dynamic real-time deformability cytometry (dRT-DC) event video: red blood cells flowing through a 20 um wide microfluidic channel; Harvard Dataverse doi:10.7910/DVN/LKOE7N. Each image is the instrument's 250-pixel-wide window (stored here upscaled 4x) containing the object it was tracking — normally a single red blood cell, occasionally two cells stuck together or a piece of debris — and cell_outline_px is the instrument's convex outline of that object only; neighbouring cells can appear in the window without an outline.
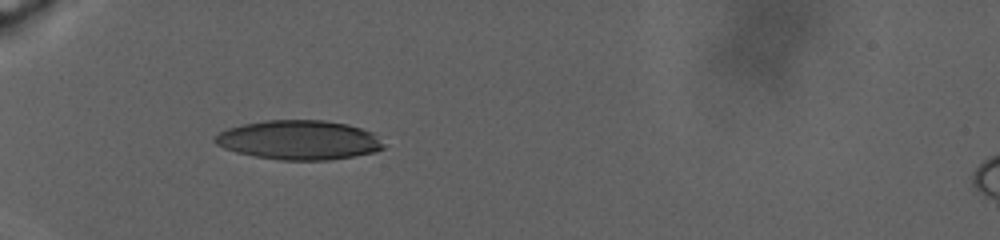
{"species": "human", "species_latin": "Homo sapiens", "temperature_condition": "warm", "stored_images_in_passage": 49, "camera_frame_rate_fps": 3000, "um_per_image_px": 0.085, "donor": {"sex": "male"}, "frame": {"image": 1, "passage_image": 1, "time_ms": 0.0, "image_size_px": [1000, 240], "cell_outline_px": [[384, 148], [376, 152], [328, 160], [280, 160], [256, 156], [236, 152], [224, 148], [216, 144], [212, 140], [220, 132], [228, 128], [244, 124], [268, 120], [324, 120], [348, 124], [372, 132], [384, 144]], "centroid_in_image_um": [25.42, 11.9], "position_along_channel_um": 59.6, "area_um2": 38.49}}
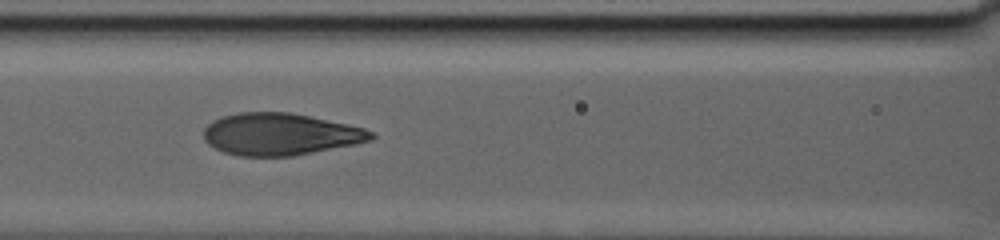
{"frame": {"image": 2, "passage_image": 33, "time_ms": 4.333, "image_size_px": [1000, 240], "cell_outline_px": [[376, 136], [368, 140], [356, 144], [292, 156], [240, 156], [224, 152], [208, 144], [204, 140], [204, 128], [212, 120], [220, 116], [240, 112], [288, 112], [348, 124], [364, 128], [376, 132]], "centroid_in_image_um": [23.8, 11.4], "position_along_channel_um": 142.8, "area_um2": 40.98}}
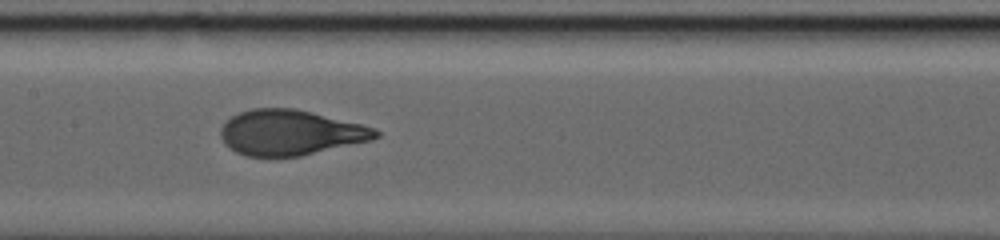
{"frame": {"image": 3, "passage_image": 48, "time_ms": 6.0, "image_size_px": [1000, 240], "cell_outline_px": [[380, 136], [372, 140], [300, 156], [248, 156], [236, 152], [228, 148], [224, 144], [220, 136], [220, 128], [232, 116], [240, 112], [252, 108], [296, 108], [360, 124], [372, 128], [380, 132]], "centroid_in_image_um": [24.65, 11.27], "position_along_channel_um": 182.8, "area_um2": 40.75}}